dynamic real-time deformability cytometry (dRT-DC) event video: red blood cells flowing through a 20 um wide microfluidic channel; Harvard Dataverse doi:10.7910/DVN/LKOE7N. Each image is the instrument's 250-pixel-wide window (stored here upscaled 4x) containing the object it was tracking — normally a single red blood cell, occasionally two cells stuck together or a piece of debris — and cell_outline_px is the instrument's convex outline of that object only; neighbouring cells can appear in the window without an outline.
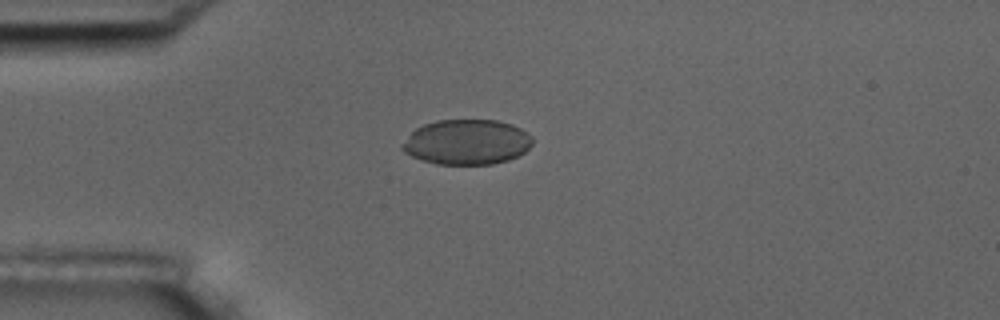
{"species": "common noctule bat (a hibernating species)", "species_latin": "Nyctalus noctula", "temperature_condition": "room temperature", "stored_images_in_passage": 45, "camera_frame_rate_fps": 3000, "um_per_image_px": 0.085, "animal": {"sex": "male", "body_mass_g": 17.5, "forearm_length_mm": 52.3}, "frame": {"image": 1, "passage_image": 3, "time_ms": 0.667, "image_size_px": [1000, 320], "cell_outline_px": [[532, 144], [524, 152], [508, 160], [492, 164], [436, 164], [420, 160], [404, 152], [400, 148], [400, 144], [416, 128], [424, 124], [436, 120], [496, 120], [512, 124], [528, 132], [532, 136]], "centroid_in_image_um": [39.66, 12.07], "position_along_channel_um": 45.3, "area_um2": 34.39}}
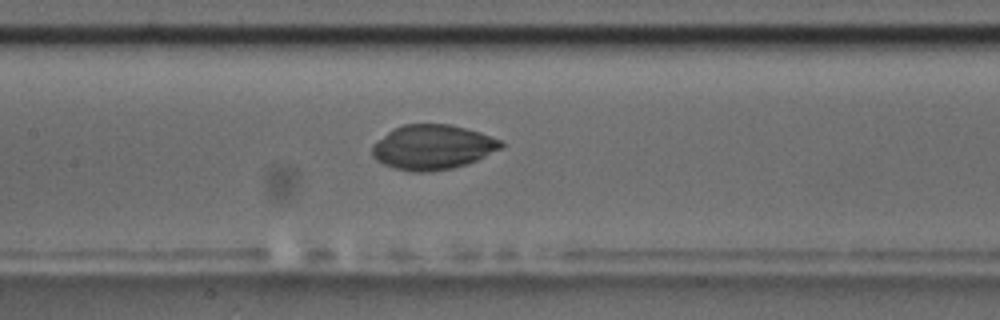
{"frame": {"image": 2, "passage_image": 15, "time_ms": 4.667, "image_size_px": [1000, 320], "cell_outline_px": [[504, 148], [476, 160], [452, 168], [428, 172], [408, 172], [384, 164], [376, 160], [372, 156], [372, 144], [392, 128], [404, 124], [448, 124], [480, 132], [500, 140], [504, 144]], "centroid_in_image_um": [36.75, 12.51], "position_along_channel_um": 170.7, "area_um2": 33.64}}
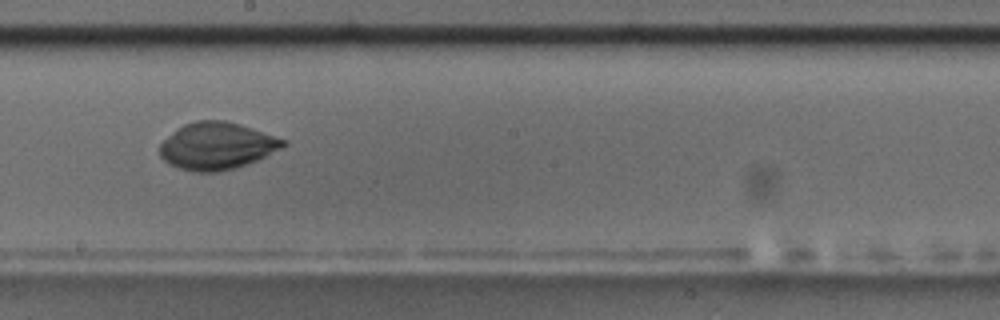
{"frame": {"image": 3, "passage_image": 20, "time_ms": 6.333, "image_size_px": [1000, 320], "cell_outline_px": [[288, 144], [256, 160], [232, 168], [216, 172], [196, 172], [180, 168], [168, 164], [160, 156], [160, 144], [172, 132], [184, 124], [196, 120], [224, 120], [240, 124], [288, 140]], "centroid_in_image_um": [18.42, 12.39], "position_along_channel_um": 229.8, "area_um2": 33.58}}